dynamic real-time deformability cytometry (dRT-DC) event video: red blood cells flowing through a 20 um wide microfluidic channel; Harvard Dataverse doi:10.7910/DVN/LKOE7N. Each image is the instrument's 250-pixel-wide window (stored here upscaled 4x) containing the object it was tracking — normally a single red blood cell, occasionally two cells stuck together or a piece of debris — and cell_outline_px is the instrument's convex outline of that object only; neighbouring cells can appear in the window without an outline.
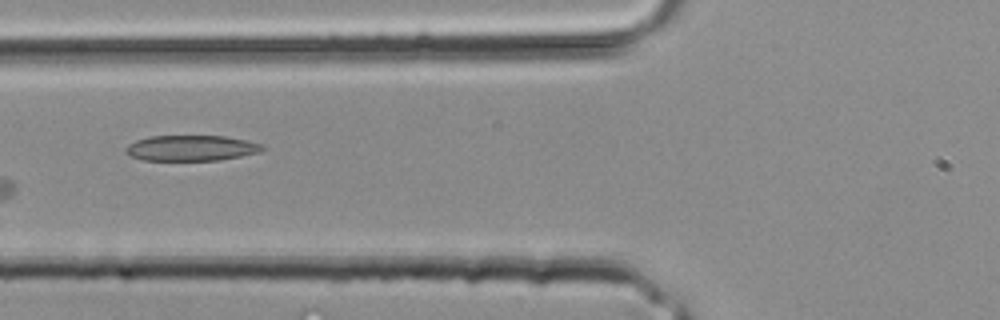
{"species": "common noctule bat (a hibernating species)", "species_latin": "Nyctalus noctula", "temperature_condition": "room temperature", "stored_images_in_passage": 2, "camera_frame_rate_fps": 3000, "um_per_image_px": 0.085, "animal": {"sex": "male", "body_mass_g": 20.4}, "frame": {"image": 1, "passage_image": 2, "time_ms": 0.333, "image_size_px": [1000, 320], "cell_outline_px": [[264, 148], [260, 152], [220, 160], [144, 160], [132, 156], [124, 152], [124, 148], [128, 144], [136, 140], [148, 136], [224, 136], [248, 140], [260, 144]], "centroid_in_image_um": [16.22, 12.58], "position_along_channel_um": 109.6, "area_um2": 20.35}}